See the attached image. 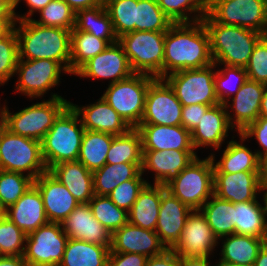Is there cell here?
I'll return each instance as SVG.
<instances>
[{
  "label": "cell",
  "instance_id": "obj_1",
  "mask_svg": "<svg viewBox=\"0 0 267 266\" xmlns=\"http://www.w3.org/2000/svg\"><path fill=\"white\" fill-rule=\"evenodd\" d=\"M211 64L210 38L202 20L173 23L165 32L163 78L179 70Z\"/></svg>",
  "mask_w": 267,
  "mask_h": 266
},
{
  "label": "cell",
  "instance_id": "obj_2",
  "mask_svg": "<svg viewBox=\"0 0 267 266\" xmlns=\"http://www.w3.org/2000/svg\"><path fill=\"white\" fill-rule=\"evenodd\" d=\"M19 22V27L15 28ZM19 59H51L70 74L71 30L46 27L29 20H16Z\"/></svg>",
  "mask_w": 267,
  "mask_h": 266
},
{
  "label": "cell",
  "instance_id": "obj_3",
  "mask_svg": "<svg viewBox=\"0 0 267 266\" xmlns=\"http://www.w3.org/2000/svg\"><path fill=\"white\" fill-rule=\"evenodd\" d=\"M210 38L213 63L245 68L257 43L265 36L236 25L217 23L208 13L202 18Z\"/></svg>",
  "mask_w": 267,
  "mask_h": 266
},
{
  "label": "cell",
  "instance_id": "obj_4",
  "mask_svg": "<svg viewBox=\"0 0 267 266\" xmlns=\"http://www.w3.org/2000/svg\"><path fill=\"white\" fill-rule=\"evenodd\" d=\"M78 118L79 114L69 104L42 139V157L48 171L59 163L77 161L85 132Z\"/></svg>",
  "mask_w": 267,
  "mask_h": 266
},
{
  "label": "cell",
  "instance_id": "obj_5",
  "mask_svg": "<svg viewBox=\"0 0 267 266\" xmlns=\"http://www.w3.org/2000/svg\"><path fill=\"white\" fill-rule=\"evenodd\" d=\"M69 104L60 95L53 94L49 100L35 103L17 113L11 114L5 105L0 112L10 132L41 142L54 120Z\"/></svg>",
  "mask_w": 267,
  "mask_h": 266
},
{
  "label": "cell",
  "instance_id": "obj_6",
  "mask_svg": "<svg viewBox=\"0 0 267 266\" xmlns=\"http://www.w3.org/2000/svg\"><path fill=\"white\" fill-rule=\"evenodd\" d=\"M165 187L192 210H199L214 194V162L211 156L203 160L195 158Z\"/></svg>",
  "mask_w": 267,
  "mask_h": 266
},
{
  "label": "cell",
  "instance_id": "obj_7",
  "mask_svg": "<svg viewBox=\"0 0 267 266\" xmlns=\"http://www.w3.org/2000/svg\"><path fill=\"white\" fill-rule=\"evenodd\" d=\"M166 31H133L118 38L134 73L163 78Z\"/></svg>",
  "mask_w": 267,
  "mask_h": 266
},
{
  "label": "cell",
  "instance_id": "obj_8",
  "mask_svg": "<svg viewBox=\"0 0 267 266\" xmlns=\"http://www.w3.org/2000/svg\"><path fill=\"white\" fill-rule=\"evenodd\" d=\"M0 170L23 173L34 180L48 171L41 142L4 129L0 137Z\"/></svg>",
  "mask_w": 267,
  "mask_h": 266
},
{
  "label": "cell",
  "instance_id": "obj_9",
  "mask_svg": "<svg viewBox=\"0 0 267 266\" xmlns=\"http://www.w3.org/2000/svg\"><path fill=\"white\" fill-rule=\"evenodd\" d=\"M154 79L134 73L127 79L110 83L102 97L131 128H137L144 113L148 87Z\"/></svg>",
  "mask_w": 267,
  "mask_h": 266
},
{
  "label": "cell",
  "instance_id": "obj_10",
  "mask_svg": "<svg viewBox=\"0 0 267 266\" xmlns=\"http://www.w3.org/2000/svg\"><path fill=\"white\" fill-rule=\"evenodd\" d=\"M216 64L209 66L179 70L168 74L164 79L173 88L182 106L192 104L216 105L219 104L215 92L214 76Z\"/></svg>",
  "mask_w": 267,
  "mask_h": 266
},
{
  "label": "cell",
  "instance_id": "obj_11",
  "mask_svg": "<svg viewBox=\"0 0 267 266\" xmlns=\"http://www.w3.org/2000/svg\"><path fill=\"white\" fill-rule=\"evenodd\" d=\"M207 13L220 24L236 25L267 36V0H212Z\"/></svg>",
  "mask_w": 267,
  "mask_h": 266
},
{
  "label": "cell",
  "instance_id": "obj_12",
  "mask_svg": "<svg viewBox=\"0 0 267 266\" xmlns=\"http://www.w3.org/2000/svg\"><path fill=\"white\" fill-rule=\"evenodd\" d=\"M68 239L61 223L48 222L26 235L23 257L28 266H58Z\"/></svg>",
  "mask_w": 267,
  "mask_h": 266
},
{
  "label": "cell",
  "instance_id": "obj_13",
  "mask_svg": "<svg viewBox=\"0 0 267 266\" xmlns=\"http://www.w3.org/2000/svg\"><path fill=\"white\" fill-rule=\"evenodd\" d=\"M182 104L164 78H155L149 85L140 124L182 125Z\"/></svg>",
  "mask_w": 267,
  "mask_h": 266
},
{
  "label": "cell",
  "instance_id": "obj_14",
  "mask_svg": "<svg viewBox=\"0 0 267 266\" xmlns=\"http://www.w3.org/2000/svg\"><path fill=\"white\" fill-rule=\"evenodd\" d=\"M61 71L67 73L58 62L51 59H18L15 73H19V79L15 91L30 98L43 96L59 84Z\"/></svg>",
  "mask_w": 267,
  "mask_h": 266
},
{
  "label": "cell",
  "instance_id": "obj_15",
  "mask_svg": "<svg viewBox=\"0 0 267 266\" xmlns=\"http://www.w3.org/2000/svg\"><path fill=\"white\" fill-rule=\"evenodd\" d=\"M217 240L202 212L192 210L186 219L180 241L172 250L182 257L209 258L210 253L217 246Z\"/></svg>",
  "mask_w": 267,
  "mask_h": 266
},
{
  "label": "cell",
  "instance_id": "obj_16",
  "mask_svg": "<svg viewBox=\"0 0 267 266\" xmlns=\"http://www.w3.org/2000/svg\"><path fill=\"white\" fill-rule=\"evenodd\" d=\"M134 74L123 46L117 41L87 61L76 73L81 77L110 79L111 84Z\"/></svg>",
  "mask_w": 267,
  "mask_h": 266
},
{
  "label": "cell",
  "instance_id": "obj_17",
  "mask_svg": "<svg viewBox=\"0 0 267 266\" xmlns=\"http://www.w3.org/2000/svg\"><path fill=\"white\" fill-rule=\"evenodd\" d=\"M192 209L161 186V203L155 232L166 249H173Z\"/></svg>",
  "mask_w": 267,
  "mask_h": 266
},
{
  "label": "cell",
  "instance_id": "obj_18",
  "mask_svg": "<svg viewBox=\"0 0 267 266\" xmlns=\"http://www.w3.org/2000/svg\"><path fill=\"white\" fill-rule=\"evenodd\" d=\"M265 172L214 173V195L232 203L256 200Z\"/></svg>",
  "mask_w": 267,
  "mask_h": 266
},
{
  "label": "cell",
  "instance_id": "obj_19",
  "mask_svg": "<svg viewBox=\"0 0 267 266\" xmlns=\"http://www.w3.org/2000/svg\"><path fill=\"white\" fill-rule=\"evenodd\" d=\"M196 154L194 150H143L141 173L154 171V184L166 186L197 158Z\"/></svg>",
  "mask_w": 267,
  "mask_h": 266
},
{
  "label": "cell",
  "instance_id": "obj_20",
  "mask_svg": "<svg viewBox=\"0 0 267 266\" xmlns=\"http://www.w3.org/2000/svg\"><path fill=\"white\" fill-rule=\"evenodd\" d=\"M34 185L41 193L49 222L62 223L79 204L66 186L49 171L39 175Z\"/></svg>",
  "mask_w": 267,
  "mask_h": 266
},
{
  "label": "cell",
  "instance_id": "obj_21",
  "mask_svg": "<svg viewBox=\"0 0 267 266\" xmlns=\"http://www.w3.org/2000/svg\"><path fill=\"white\" fill-rule=\"evenodd\" d=\"M61 226L71 239L111 248L112 233L94 218L89 203H79L61 223Z\"/></svg>",
  "mask_w": 267,
  "mask_h": 266
},
{
  "label": "cell",
  "instance_id": "obj_22",
  "mask_svg": "<svg viewBox=\"0 0 267 266\" xmlns=\"http://www.w3.org/2000/svg\"><path fill=\"white\" fill-rule=\"evenodd\" d=\"M166 248L155 231L127 223L111 236L110 252L137 253L147 257L161 254Z\"/></svg>",
  "mask_w": 267,
  "mask_h": 266
},
{
  "label": "cell",
  "instance_id": "obj_23",
  "mask_svg": "<svg viewBox=\"0 0 267 266\" xmlns=\"http://www.w3.org/2000/svg\"><path fill=\"white\" fill-rule=\"evenodd\" d=\"M142 150H194L191 132L182 125L140 124Z\"/></svg>",
  "mask_w": 267,
  "mask_h": 266
},
{
  "label": "cell",
  "instance_id": "obj_24",
  "mask_svg": "<svg viewBox=\"0 0 267 266\" xmlns=\"http://www.w3.org/2000/svg\"><path fill=\"white\" fill-rule=\"evenodd\" d=\"M6 217L26 235L49 222L45 214L41 193L34 184L6 209Z\"/></svg>",
  "mask_w": 267,
  "mask_h": 266
},
{
  "label": "cell",
  "instance_id": "obj_25",
  "mask_svg": "<svg viewBox=\"0 0 267 266\" xmlns=\"http://www.w3.org/2000/svg\"><path fill=\"white\" fill-rule=\"evenodd\" d=\"M79 114L85 130L99 131L112 135L127 133L131 127L126 121L101 97L94 104L78 107L70 102Z\"/></svg>",
  "mask_w": 267,
  "mask_h": 266
},
{
  "label": "cell",
  "instance_id": "obj_26",
  "mask_svg": "<svg viewBox=\"0 0 267 266\" xmlns=\"http://www.w3.org/2000/svg\"><path fill=\"white\" fill-rule=\"evenodd\" d=\"M264 91V84L247 79L234 95L235 97H232L233 103L230 104V108L232 107L235 112L234 119L229 112H227V116L232 128L236 127L238 133L259 117Z\"/></svg>",
  "mask_w": 267,
  "mask_h": 266
},
{
  "label": "cell",
  "instance_id": "obj_27",
  "mask_svg": "<svg viewBox=\"0 0 267 266\" xmlns=\"http://www.w3.org/2000/svg\"><path fill=\"white\" fill-rule=\"evenodd\" d=\"M225 104L219 103L211 106L202 116L200 123L191 132L193 148L210 146L219 149L225 141L229 129L232 128ZM231 127V128H230Z\"/></svg>",
  "mask_w": 267,
  "mask_h": 266
},
{
  "label": "cell",
  "instance_id": "obj_28",
  "mask_svg": "<svg viewBox=\"0 0 267 266\" xmlns=\"http://www.w3.org/2000/svg\"><path fill=\"white\" fill-rule=\"evenodd\" d=\"M49 172L66 186L79 203H88L94 197L92 172L81 162H62Z\"/></svg>",
  "mask_w": 267,
  "mask_h": 266
},
{
  "label": "cell",
  "instance_id": "obj_29",
  "mask_svg": "<svg viewBox=\"0 0 267 266\" xmlns=\"http://www.w3.org/2000/svg\"><path fill=\"white\" fill-rule=\"evenodd\" d=\"M214 173L265 172V164L259 159L257 152H252L241 142L229 141L221 159L215 164Z\"/></svg>",
  "mask_w": 267,
  "mask_h": 266
},
{
  "label": "cell",
  "instance_id": "obj_30",
  "mask_svg": "<svg viewBox=\"0 0 267 266\" xmlns=\"http://www.w3.org/2000/svg\"><path fill=\"white\" fill-rule=\"evenodd\" d=\"M161 203V185L147 184L128 212V222L155 231Z\"/></svg>",
  "mask_w": 267,
  "mask_h": 266
},
{
  "label": "cell",
  "instance_id": "obj_31",
  "mask_svg": "<svg viewBox=\"0 0 267 266\" xmlns=\"http://www.w3.org/2000/svg\"><path fill=\"white\" fill-rule=\"evenodd\" d=\"M142 163L105 164L92 172L93 190L98 196H107L119 184L130 179H144L141 173Z\"/></svg>",
  "mask_w": 267,
  "mask_h": 266
},
{
  "label": "cell",
  "instance_id": "obj_32",
  "mask_svg": "<svg viewBox=\"0 0 267 266\" xmlns=\"http://www.w3.org/2000/svg\"><path fill=\"white\" fill-rule=\"evenodd\" d=\"M109 252L103 245L69 238L58 266H107Z\"/></svg>",
  "mask_w": 267,
  "mask_h": 266
},
{
  "label": "cell",
  "instance_id": "obj_33",
  "mask_svg": "<svg viewBox=\"0 0 267 266\" xmlns=\"http://www.w3.org/2000/svg\"><path fill=\"white\" fill-rule=\"evenodd\" d=\"M224 237L220 259L247 266H253L259 250L267 242V238L249 235L231 234L230 237Z\"/></svg>",
  "mask_w": 267,
  "mask_h": 266
},
{
  "label": "cell",
  "instance_id": "obj_34",
  "mask_svg": "<svg viewBox=\"0 0 267 266\" xmlns=\"http://www.w3.org/2000/svg\"><path fill=\"white\" fill-rule=\"evenodd\" d=\"M74 28L104 39L109 44H114L118 41L105 5L77 11Z\"/></svg>",
  "mask_w": 267,
  "mask_h": 266
},
{
  "label": "cell",
  "instance_id": "obj_35",
  "mask_svg": "<svg viewBox=\"0 0 267 266\" xmlns=\"http://www.w3.org/2000/svg\"><path fill=\"white\" fill-rule=\"evenodd\" d=\"M114 135L99 131L85 130L77 161L94 172L106 164V156Z\"/></svg>",
  "mask_w": 267,
  "mask_h": 266
},
{
  "label": "cell",
  "instance_id": "obj_36",
  "mask_svg": "<svg viewBox=\"0 0 267 266\" xmlns=\"http://www.w3.org/2000/svg\"><path fill=\"white\" fill-rule=\"evenodd\" d=\"M235 234L267 238V222L258 200L234 203Z\"/></svg>",
  "mask_w": 267,
  "mask_h": 266
},
{
  "label": "cell",
  "instance_id": "obj_37",
  "mask_svg": "<svg viewBox=\"0 0 267 266\" xmlns=\"http://www.w3.org/2000/svg\"><path fill=\"white\" fill-rule=\"evenodd\" d=\"M199 210L218 239L235 234L234 203L213 194Z\"/></svg>",
  "mask_w": 267,
  "mask_h": 266
},
{
  "label": "cell",
  "instance_id": "obj_38",
  "mask_svg": "<svg viewBox=\"0 0 267 266\" xmlns=\"http://www.w3.org/2000/svg\"><path fill=\"white\" fill-rule=\"evenodd\" d=\"M109 43L89 33L71 30L70 74H75L87 61L103 52Z\"/></svg>",
  "mask_w": 267,
  "mask_h": 266
},
{
  "label": "cell",
  "instance_id": "obj_39",
  "mask_svg": "<svg viewBox=\"0 0 267 266\" xmlns=\"http://www.w3.org/2000/svg\"><path fill=\"white\" fill-rule=\"evenodd\" d=\"M142 156L141 135L136 128H131L127 133L113 137L106 163H142Z\"/></svg>",
  "mask_w": 267,
  "mask_h": 266
},
{
  "label": "cell",
  "instance_id": "obj_40",
  "mask_svg": "<svg viewBox=\"0 0 267 266\" xmlns=\"http://www.w3.org/2000/svg\"><path fill=\"white\" fill-rule=\"evenodd\" d=\"M172 24L156 0H136L135 31H167Z\"/></svg>",
  "mask_w": 267,
  "mask_h": 266
},
{
  "label": "cell",
  "instance_id": "obj_41",
  "mask_svg": "<svg viewBox=\"0 0 267 266\" xmlns=\"http://www.w3.org/2000/svg\"><path fill=\"white\" fill-rule=\"evenodd\" d=\"M88 203L94 218L109 232L113 233L128 223V212L115 205L108 196L94 195Z\"/></svg>",
  "mask_w": 267,
  "mask_h": 266
},
{
  "label": "cell",
  "instance_id": "obj_42",
  "mask_svg": "<svg viewBox=\"0 0 267 266\" xmlns=\"http://www.w3.org/2000/svg\"><path fill=\"white\" fill-rule=\"evenodd\" d=\"M104 5L118 38L135 31L136 0H105Z\"/></svg>",
  "mask_w": 267,
  "mask_h": 266
},
{
  "label": "cell",
  "instance_id": "obj_43",
  "mask_svg": "<svg viewBox=\"0 0 267 266\" xmlns=\"http://www.w3.org/2000/svg\"><path fill=\"white\" fill-rule=\"evenodd\" d=\"M156 2L173 23L199 21L207 14V5L203 0H156ZM188 12L194 13V16L195 13L198 14L190 20Z\"/></svg>",
  "mask_w": 267,
  "mask_h": 266
},
{
  "label": "cell",
  "instance_id": "obj_44",
  "mask_svg": "<svg viewBox=\"0 0 267 266\" xmlns=\"http://www.w3.org/2000/svg\"><path fill=\"white\" fill-rule=\"evenodd\" d=\"M34 179L19 172L0 170V202L7 209L32 185Z\"/></svg>",
  "mask_w": 267,
  "mask_h": 266
},
{
  "label": "cell",
  "instance_id": "obj_45",
  "mask_svg": "<svg viewBox=\"0 0 267 266\" xmlns=\"http://www.w3.org/2000/svg\"><path fill=\"white\" fill-rule=\"evenodd\" d=\"M224 69L218 70L215 73V92L220 103L225 104L226 108H229L230 96L236 94L243 83L247 80V74L245 68L224 65ZM232 78V79H231ZM236 78V79H234ZM233 79L236 81L232 86ZM233 81V82H231ZM233 86L235 88H233ZM230 87V88H229ZM229 88V89H228ZM227 96V97H226Z\"/></svg>",
  "mask_w": 267,
  "mask_h": 266
},
{
  "label": "cell",
  "instance_id": "obj_46",
  "mask_svg": "<svg viewBox=\"0 0 267 266\" xmlns=\"http://www.w3.org/2000/svg\"><path fill=\"white\" fill-rule=\"evenodd\" d=\"M40 20L33 21L46 27H61L72 30L75 26V11L64 0H52L39 11Z\"/></svg>",
  "mask_w": 267,
  "mask_h": 266
},
{
  "label": "cell",
  "instance_id": "obj_47",
  "mask_svg": "<svg viewBox=\"0 0 267 266\" xmlns=\"http://www.w3.org/2000/svg\"><path fill=\"white\" fill-rule=\"evenodd\" d=\"M26 234L8 217L0 219V256H23Z\"/></svg>",
  "mask_w": 267,
  "mask_h": 266
},
{
  "label": "cell",
  "instance_id": "obj_48",
  "mask_svg": "<svg viewBox=\"0 0 267 266\" xmlns=\"http://www.w3.org/2000/svg\"><path fill=\"white\" fill-rule=\"evenodd\" d=\"M18 59V37L13 28L6 36L0 38V85L15 75Z\"/></svg>",
  "mask_w": 267,
  "mask_h": 266
},
{
  "label": "cell",
  "instance_id": "obj_49",
  "mask_svg": "<svg viewBox=\"0 0 267 266\" xmlns=\"http://www.w3.org/2000/svg\"><path fill=\"white\" fill-rule=\"evenodd\" d=\"M148 184L144 179H130L119 184L107 196L119 208L129 212L139 193Z\"/></svg>",
  "mask_w": 267,
  "mask_h": 266
},
{
  "label": "cell",
  "instance_id": "obj_50",
  "mask_svg": "<svg viewBox=\"0 0 267 266\" xmlns=\"http://www.w3.org/2000/svg\"><path fill=\"white\" fill-rule=\"evenodd\" d=\"M245 70L247 79L267 85V36L254 47Z\"/></svg>",
  "mask_w": 267,
  "mask_h": 266
},
{
  "label": "cell",
  "instance_id": "obj_51",
  "mask_svg": "<svg viewBox=\"0 0 267 266\" xmlns=\"http://www.w3.org/2000/svg\"><path fill=\"white\" fill-rule=\"evenodd\" d=\"M241 142L247 138L255 136L262 151L257 150L259 159L267 164V118L258 117L253 123L249 124L242 132L239 133Z\"/></svg>",
  "mask_w": 267,
  "mask_h": 266
},
{
  "label": "cell",
  "instance_id": "obj_52",
  "mask_svg": "<svg viewBox=\"0 0 267 266\" xmlns=\"http://www.w3.org/2000/svg\"><path fill=\"white\" fill-rule=\"evenodd\" d=\"M213 105L192 104L182 106V126L192 132L200 123L202 116Z\"/></svg>",
  "mask_w": 267,
  "mask_h": 266
},
{
  "label": "cell",
  "instance_id": "obj_53",
  "mask_svg": "<svg viewBox=\"0 0 267 266\" xmlns=\"http://www.w3.org/2000/svg\"><path fill=\"white\" fill-rule=\"evenodd\" d=\"M148 257L137 253L109 252L107 266H145Z\"/></svg>",
  "mask_w": 267,
  "mask_h": 266
},
{
  "label": "cell",
  "instance_id": "obj_54",
  "mask_svg": "<svg viewBox=\"0 0 267 266\" xmlns=\"http://www.w3.org/2000/svg\"><path fill=\"white\" fill-rule=\"evenodd\" d=\"M145 266H179V256L172 249H165L161 254L148 257Z\"/></svg>",
  "mask_w": 267,
  "mask_h": 266
},
{
  "label": "cell",
  "instance_id": "obj_55",
  "mask_svg": "<svg viewBox=\"0 0 267 266\" xmlns=\"http://www.w3.org/2000/svg\"><path fill=\"white\" fill-rule=\"evenodd\" d=\"M21 0H14V17L15 20H29L32 19L31 16L34 12L42 10L48 3H50L52 0H24L28 7H30L29 11L27 12V15H18L15 12V8L18 6V3Z\"/></svg>",
  "mask_w": 267,
  "mask_h": 266
},
{
  "label": "cell",
  "instance_id": "obj_56",
  "mask_svg": "<svg viewBox=\"0 0 267 266\" xmlns=\"http://www.w3.org/2000/svg\"><path fill=\"white\" fill-rule=\"evenodd\" d=\"M75 13L79 10L93 8L98 5H104L105 0H64Z\"/></svg>",
  "mask_w": 267,
  "mask_h": 266
},
{
  "label": "cell",
  "instance_id": "obj_57",
  "mask_svg": "<svg viewBox=\"0 0 267 266\" xmlns=\"http://www.w3.org/2000/svg\"><path fill=\"white\" fill-rule=\"evenodd\" d=\"M179 266H210L205 257H182L179 256Z\"/></svg>",
  "mask_w": 267,
  "mask_h": 266
},
{
  "label": "cell",
  "instance_id": "obj_58",
  "mask_svg": "<svg viewBox=\"0 0 267 266\" xmlns=\"http://www.w3.org/2000/svg\"><path fill=\"white\" fill-rule=\"evenodd\" d=\"M0 266H28L23 256H0Z\"/></svg>",
  "mask_w": 267,
  "mask_h": 266
},
{
  "label": "cell",
  "instance_id": "obj_59",
  "mask_svg": "<svg viewBox=\"0 0 267 266\" xmlns=\"http://www.w3.org/2000/svg\"><path fill=\"white\" fill-rule=\"evenodd\" d=\"M0 18H15L14 0H0Z\"/></svg>",
  "mask_w": 267,
  "mask_h": 266
},
{
  "label": "cell",
  "instance_id": "obj_60",
  "mask_svg": "<svg viewBox=\"0 0 267 266\" xmlns=\"http://www.w3.org/2000/svg\"><path fill=\"white\" fill-rule=\"evenodd\" d=\"M15 18H0V38L6 36L14 27Z\"/></svg>",
  "mask_w": 267,
  "mask_h": 266
},
{
  "label": "cell",
  "instance_id": "obj_61",
  "mask_svg": "<svg viewBox=\"0 0 267 266\" xmlns=\"http://www.w3.org/2000/svg\"><path fill=\"white\" fill-rule=\"evenodd\" d=\"M253 266H267V242L259 250Z\"/></svg>",
  "mask_w": 267,
  "mask_h": 266
},
{
  "label": "cell",
  "instance_id": "obj_62",
  "mask_svg": "<svg viewBox=\"0 0 267 266\" xmlns=\"http://www.w3.org/2000/svg\"><path fill=\"white\" fill-rule=\"evenodd\" d=\"M259 117L267 118V85H265V91L261 101Z\"/></svg>",
  "mask_w": 267,
  "mask_h": 266
},
{
  "label": "cell",
  "instance_id": "obj_63",
  "mask_svg": "<svg viewBox=\"0 0 267 266\" xmlns=\"http://www.w3.org/2000/svg\"><path fill=\"white\" fill-rule=\"evenodd\" d=\"M266 190V192L264 193L263 195V200H264V207L261 205V209H262V213H263V216L265 218V221L267 222V183H263L259 189V192L260 191H264Z\"/></svg>",
  "mask_w": 267,
  "mask_h": 266
},
{
  "label": "cell",
  "instance_id": "obj_64",
  "mask_svg": "<svg viewBox=\"0 0 267 266\" xmlns=\"http://www.w3.org/2000/svg\"><path fill=\"white\" fill-rule=\"evenodd\" d=\"M215 266H247V265L234 264V263L225 261L223 259H220V261Z\"/></svg>",
  "mask_w": 267,
  "mask_h": 266
},
{
  "label": "cell",
  "instance_id": "obj_65",
  "mask_svg": "<svg viewBox=\"0 0 267 266\" xmlns=\"http://www.w3.org/2000/svg\"><path fill=\"white\" fill-rule=\"evenodd\" d=\"M5 128H6L5 121H4V118L0 112V137H1Z\"/></svg>",
  "mask_w": 267,
  "mask_h": 266
},
{
  "label": "cell",
  "instance_id": "obj_66",
  "mask_svg": "<svg viewBox=\"0 0 267 266\" xmlns=\"http://www.w3.org/2000/svg\"><path fill=\"white\" fill-rule=\"evenodd\" d=\"M6 216V209L0 202V219Z\"/></svg>",
  "mask_w": 267,
  "mask_h": 266
},
{
  "label": "cell",
  "instance_id": "obj_67",
  "mask_svg": "<svg viewBox=\"0 0 267 266\" xmlns=\"http://www.w3.org/2000/svg\"><path fill=\"white\" fill-rule=\"evenodd\" d=\"M265 183H267V164L265 165Z\"/></svg>",
  "mask_w": 267,
  "mask_h": 266
},
{
  "label": "cell",
  "instance_id": "obj_68",
  "mask_svg": "<svg viewBox=\"0 0 267 266\" xmlns=\"http://www.w3.org/2000/svg\"><path fill=\"white\" fill-rule=\"evenodd\" d=\"M206 5H208L212 0H203Z\"/></svg>",
  "mask_w": 267,
  "mask_h": 266
}]
</instances>
